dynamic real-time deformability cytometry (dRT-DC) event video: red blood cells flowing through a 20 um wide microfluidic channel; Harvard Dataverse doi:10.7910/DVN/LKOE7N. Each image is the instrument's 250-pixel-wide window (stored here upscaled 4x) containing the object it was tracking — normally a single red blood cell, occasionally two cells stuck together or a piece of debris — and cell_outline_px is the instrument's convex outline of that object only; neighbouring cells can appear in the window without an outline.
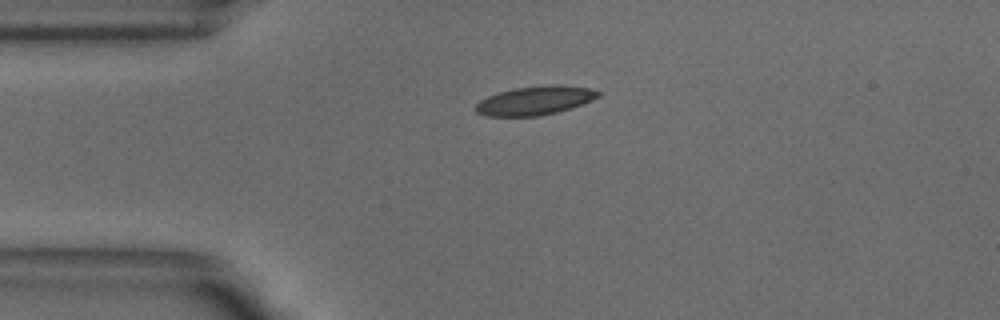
{"species": "common noctule bat (a hibernating species)", "species_latin": "Nyctalus noctula", "temperature_condition": "warm", "stored_images_in_passage": 41, "camera_frame_rate_fps": 3000, "um_per_image_px": 0.085, "animal": {"sex": "male", "body_mass_g": 18.8}, "frame": {"image": 1, "passage_image": 1, "time_ms": 0.0, "image_size_px": [1000, 320], "cell_outline_px": [[600, 96], [592, 100], [556, 112], [536, 116], [488, 116], [476, 112], [472, 108], [480, 100], [488, 96], [512, 88], [548, 84], [560, 84], [588, 88], [600, 92]], "centroid_in_image_um": [45.43, 8.53], "position_along_channel_um": 39.6, "area_um2": 20.52}}
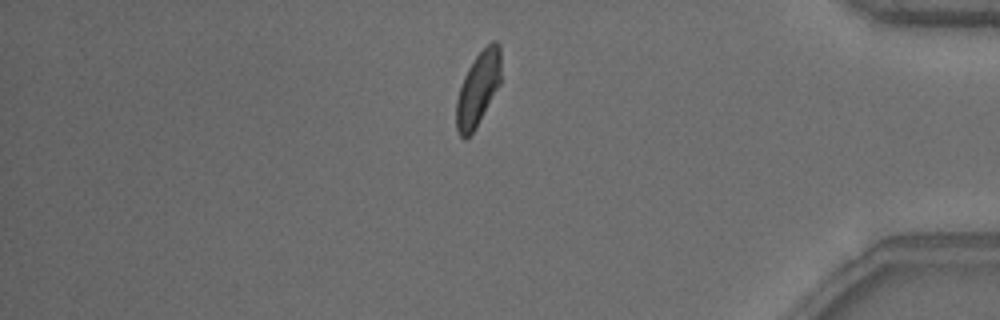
{"frame": {"image": 2, "passage_image": 33, "time_ms": 10.667, "image_size_px": [1000, 320], "cell_outline_px": [[500, 84], [476, 128], [464, 140], [460, 136], [456, 128], [456, 100], [464, 76], [468, 68], [476, 56], [492, 40], [496, 40], [500, 44]], "centroid_in_image_um": [40.63, 7.55], "position_along_channel_um": 394.6, "area_um2": 19.13}}
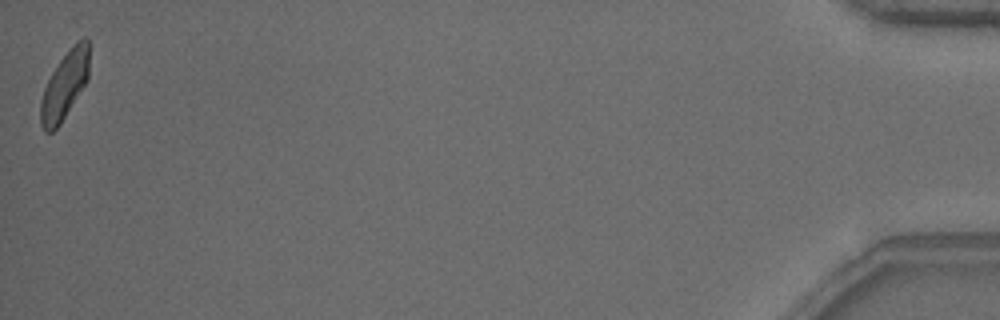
{"frame": {"image": 3, "passage_image": 41, "time_ms": 13.333, "image_size_px": [1000, 320], "cell_outline_px": [[88, 80], [60, 124], [52, 132], [44, 132], [40, 124], [40, 100], [44, 88], [52, 72], [60, 60], [84, 36], [88, 40]], "centroid_in_image_um": [5.47, 7.32], "position_along_channel_um": 429.7, "area_um2": 18.79}, "authors_computed_cell_mechanics": {"area_um2": 19.9988, "velocity_mm_per_s": 3.8375, "shape_relaxation_time_tau1_ms": 3.4876, "shape_relaxation_time_tau2_ms": 1.3845, "deformation_change_tau1": 0.1455, "deformation_change_tau2": 0.0844}}